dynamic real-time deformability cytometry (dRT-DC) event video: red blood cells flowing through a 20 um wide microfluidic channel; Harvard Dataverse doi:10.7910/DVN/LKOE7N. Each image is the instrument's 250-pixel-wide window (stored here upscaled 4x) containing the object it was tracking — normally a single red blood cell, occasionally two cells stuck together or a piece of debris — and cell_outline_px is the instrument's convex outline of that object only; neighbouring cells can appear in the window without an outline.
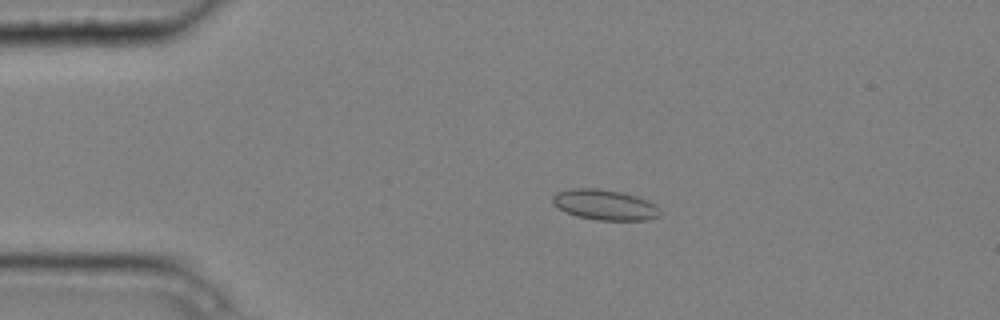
{"species": "common noctule bat (a hibernating species)", "species_latin": "Nyctalus noctula", "temperature_condition": "cold", "stored_images_in_passage": 4, "camera_frame_rate_fps": 3000, "um_per_image_px": 0.085, "animal": {"sex": "male", "body_mass_g": 20.4}, "frame": {"image": 1, "passage_image": 3, "time_ms": 0.667, "image_size_px": [1000, 320], "cell_outline_px": [[660, 216], [648, 220], [600, 220], [576, 216], [564, 212], [552, 204], [552, 196], [556, 192], [568, 188], [600, 188], [620, 192], [636, 196], [652, 204], [660, 212]], "centroid_in_image_um": [51.31, 17.4], "position_along_channel_um": 33.7, "area_um2": 19.02}}